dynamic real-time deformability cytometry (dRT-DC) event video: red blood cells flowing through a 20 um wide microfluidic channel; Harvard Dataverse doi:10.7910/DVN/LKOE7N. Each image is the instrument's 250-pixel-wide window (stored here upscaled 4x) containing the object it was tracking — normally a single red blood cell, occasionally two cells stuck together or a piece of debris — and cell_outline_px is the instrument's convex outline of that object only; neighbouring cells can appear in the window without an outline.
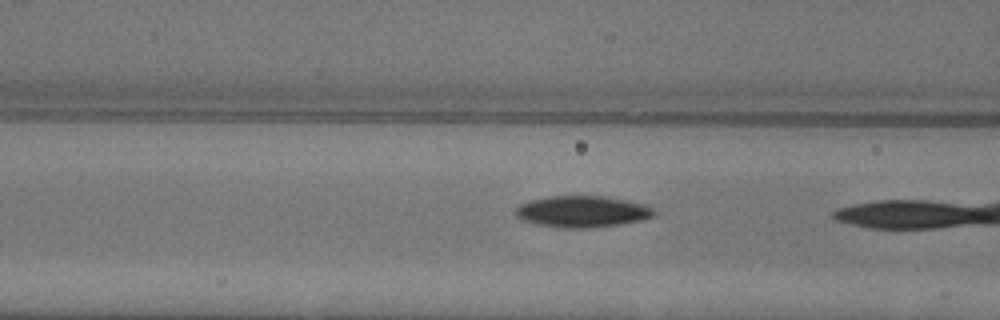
{"species": "common noctule bat (a hibernating species)", "species_latin": "Nyctalus noctula", "temperature_condition": "warm", "stored_images_in_passage": 17, "camera_frame_rate_fps": 3000, "um_per_image_px": 0.085, "animal": {"sex": "female"}, "frame": {"image": 1, "passage_image": 16, "time_ms": 5.0, "image_size_px": [1000, 320], "cell_outline_px": [[656, 216], [640, 220], [620, 224], [588, 228], [564, 228], [540, 224], [524, 220], [516, 216], [516, 208], [520, 204], [528, 200], [548, 196], [604, 196], [648, 204], [656, 208]], "centroid_in_image_um": [49.56, 17.97], "position_along_channel_um": 117.0, "area_um2": 25.49}}